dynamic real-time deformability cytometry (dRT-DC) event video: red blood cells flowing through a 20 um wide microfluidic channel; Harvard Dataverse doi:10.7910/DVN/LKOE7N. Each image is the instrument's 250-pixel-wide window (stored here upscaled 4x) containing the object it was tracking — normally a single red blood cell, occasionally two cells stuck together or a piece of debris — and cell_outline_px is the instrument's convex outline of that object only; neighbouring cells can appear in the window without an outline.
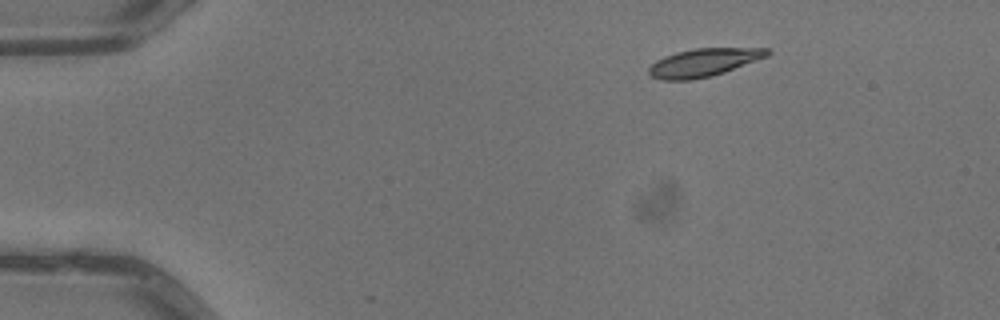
{"species": "common noctule bat (a hibernating species)", "species_latin": "Nyctalus noctula", "temperature_condition": "warm", "stored_images_in_passage": 2, "camera_frame_rate_fps": 3000, "um_per_image_px": 0.085, "animal": {"sex": "male", "body_mass_g": 13.3}, "frame": {"image": 1, "passage_image": 1, "time_ms": 0.0, "image_size_px": [1000, 320], "cell_outline_px": [[772, 52], [768, 56], [724, 72], [692, 80], [660, 80], [652, 76], [648, 72], [648, 68], [656, 60], [664, 56], [676, 52], [696, 48], [768, 48]], "centroid_in_image_um": [59.8, 5.31], "position_along_channel_um": 25.2, "area_um2": 19.25}}
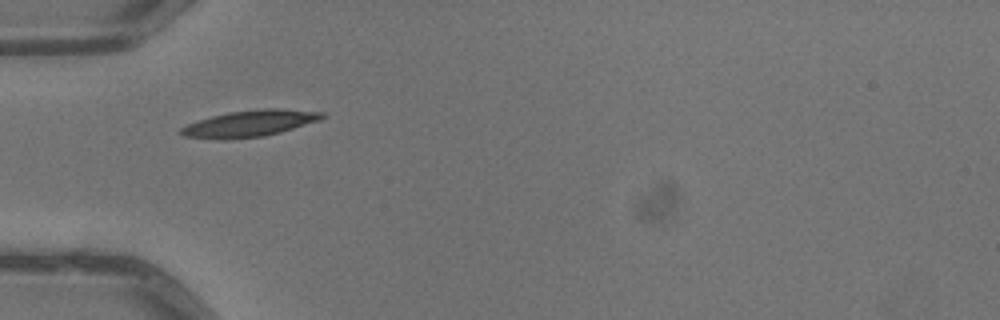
{"frame": {"image": 2, "passage_image": 2, "time_ms": 0.333, "image_size_px": [1000, 320], "cell_outline_px": [[328, 116], [320, 120], [280, 132], [264, 136], [228, 140], [220, 140], [184, 136], [176, 132], [180, 128], [188, 124], [212, 116], [228, 112], [260, 108], [280, 108], [324, 112]], "centroid_in_image_um": [21.23, 10.5], "position_along_channel_um": 63.8, "area_um2": 22.02}}